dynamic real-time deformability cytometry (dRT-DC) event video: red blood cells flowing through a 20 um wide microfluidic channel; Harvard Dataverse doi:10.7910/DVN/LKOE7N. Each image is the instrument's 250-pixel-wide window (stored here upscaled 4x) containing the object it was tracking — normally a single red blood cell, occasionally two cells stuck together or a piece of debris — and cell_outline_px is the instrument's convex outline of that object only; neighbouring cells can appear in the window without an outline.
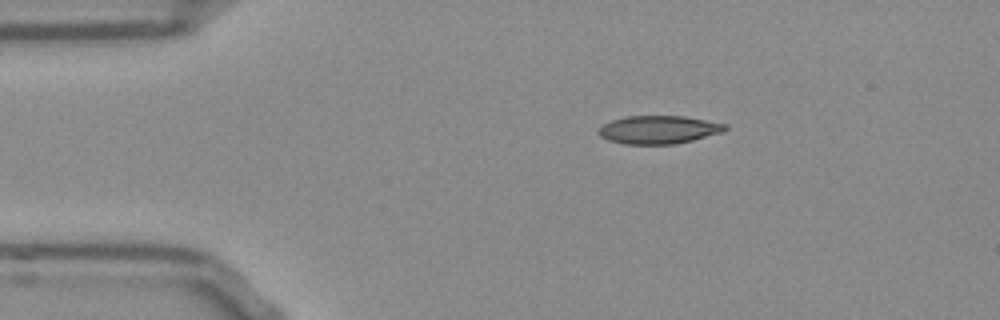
{"species": "Egyptian fruit bat (a non-hibernating species)", "species_latin": "Rousettus aegyptiacus", "temperature_condition": "room temperature", "stored_images_in_passage": 44, "camera_frame_rate_fps": 3000, "um_per_image_px": 0.085, "frame": {"image": 1, "passage_image": 1, "time_ms": 0.0, "image_size_px": [1000, 320], "cell_outline_px": [[728, 128], [724, 132], [676, 144], [624, 144], [608, 140], [600, 136], [596, 132], [604, 124], [612, 120], [624, 116], [684, 116], [728, 124]], "centroid_in_image_um": [56.0, 11.02], "position_along_channel_um": 29.0, "area_um2": 20.87}}
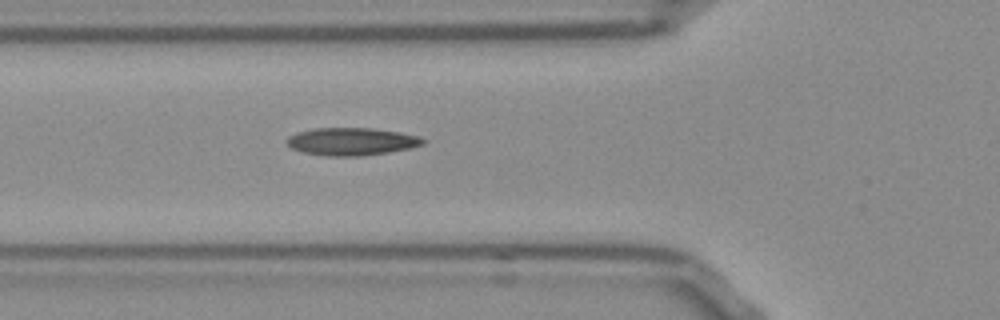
{"frame": {"image": 2, "passage_image": 10, "time_ms": 3.0, "image_size_px": [1000, 320], "cell_outline_px": [[428, 140], [424, 144], [412, 148], [388, 152], [360, 156], [328, 156], [304, 152], [292, 148], [284, 140], [288, 136], [296, 132], [312, 128], [372, 128], [400, 132], [420, 136]], "centroid_in_image_um": [29.91, 12.02], "position_along_channel_um": 95.9, "area_um2": 22.14}}
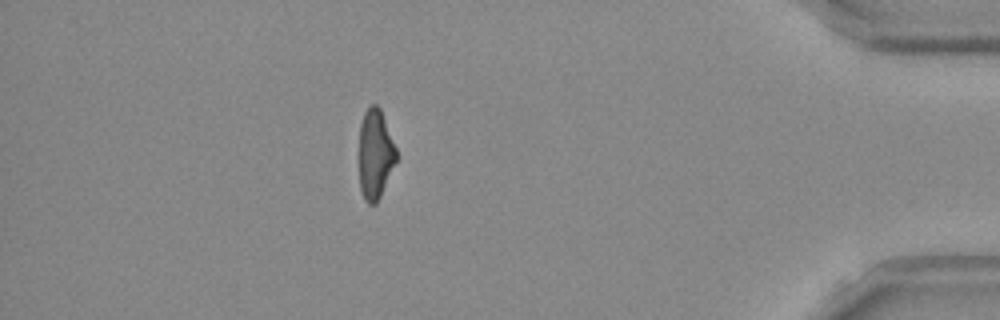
{"frame": {"image": 3, "passage_image": 38, "time_ms": 12.333, "image_size_px": [1000, 320], "cell_outline_px": [[396, 160], [380, 196], [376, 204], [368, 204], [364, 200], [360, 188], [360, 124], [364, 112], [372, 104], [376, 104], [380, 108], [396, 148]], "centroid_in_image_um": [31.89, 13.1], "position_along_channel_um": 403.3, "area_um2": 19.07}, "authors_computed_cell_mechanics": {"area_um2": 20.9236, "velocity_mm_per_s": 3.8219, "shape_relaxation_time_tau1_ms": 10.5642, "shape_relaxation_time_tau2_ms": 2.3371, "deformation_change_tau1": 0.272, "deformation_change_tau2": 0.1174}}